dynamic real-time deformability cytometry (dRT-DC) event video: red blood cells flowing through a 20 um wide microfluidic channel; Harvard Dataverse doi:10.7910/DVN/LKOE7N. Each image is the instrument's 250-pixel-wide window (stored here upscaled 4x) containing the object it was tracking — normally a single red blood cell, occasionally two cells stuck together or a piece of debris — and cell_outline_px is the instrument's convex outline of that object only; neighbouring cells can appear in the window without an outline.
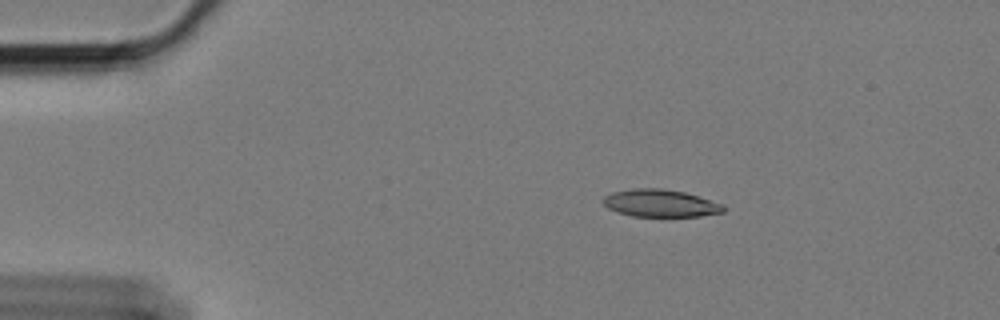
{"species": "Egyptian fruit bat (a non-hibernating species)", "species_latin": "Rousettus aegyptiacus", "temperature_condition": "cold", "stored_images_in_passage": 51, "camera_frame_rate_fps": 3000, "um_per_image_px": 0.085, "animal": {"sex": "female"}, "frame": {"image": 1, "passage_image": 1, "time_ms": 0.0, "image_size_px": [1000, 320], "cell_outline_px": [[724, 212], [700, 216], [632, 216], [608, 208], [600, 200], [604, 196], [612, 192], [632, 188], [660, 188], [684, 192], [724, 204]], "centroid_in_image_um": [56.11, 17.26], "position_along_channel_um": 28.9, "area_um2": 19.19}}
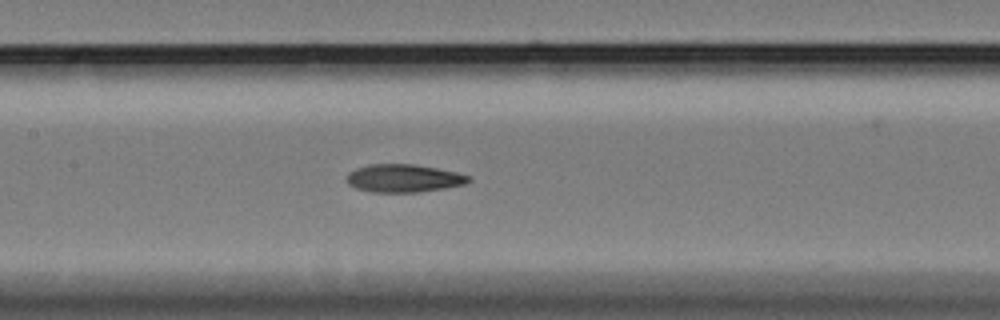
{"frame": {"image": 2, "passage_image": 19, "time_ms": 6.0, "image_size_px": [1000, 320], "cell_outline_px": [[472, 180], [464, 184], [444, 188], [416, 192], [372, 192], [356, 188], [348, 184], [344, 176], [348, 172], [356, 168], [372, 164], [412, 164], [436, 168], [456, 172], [472, 176]], "centroid_in_image_um": [34.28, 15.15], "position_along_channel_um": 173.1, "area_um2": 19.88}}
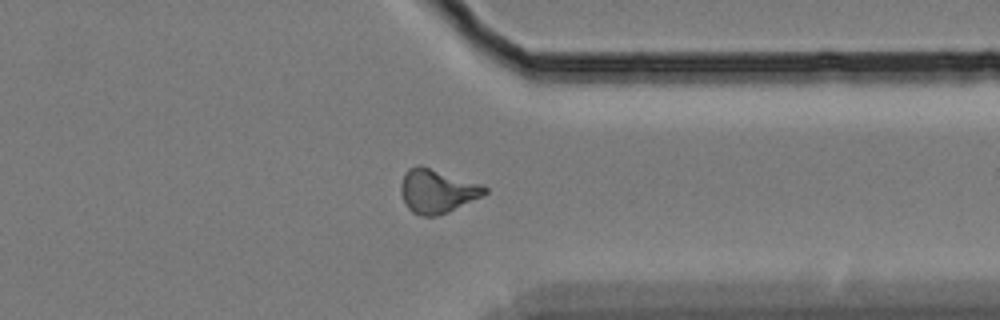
{"frame": {"image": 3, "passage_image": 37, "time_ms": 12.0, "image_size_px": [1000, 320], "cell_outline_px": [[488, 192], [448, 212], [436, 216], [424, 216], [412, 212], [408, 208], [400, 192], [400, 184], [404, 172], [408, 168], [416, 164], [420, 164], [484, 184], [488, 188]], "centroid_in_image_um": [37.14, 16.2], "position_along_channel_um": 374.3, "area_um2": 21.62}, "authors_computed_cell_mechanics": {"area_um2": 19.8832, "velocity_mm_per_s": 3.3876, "shape_relaxation_time_tau1_ms": null, "shape_relaxation_time_tau2_ms": 4.1839, "deformation_change_tau1": null, "deformation_change_tau2": 0.1215}}